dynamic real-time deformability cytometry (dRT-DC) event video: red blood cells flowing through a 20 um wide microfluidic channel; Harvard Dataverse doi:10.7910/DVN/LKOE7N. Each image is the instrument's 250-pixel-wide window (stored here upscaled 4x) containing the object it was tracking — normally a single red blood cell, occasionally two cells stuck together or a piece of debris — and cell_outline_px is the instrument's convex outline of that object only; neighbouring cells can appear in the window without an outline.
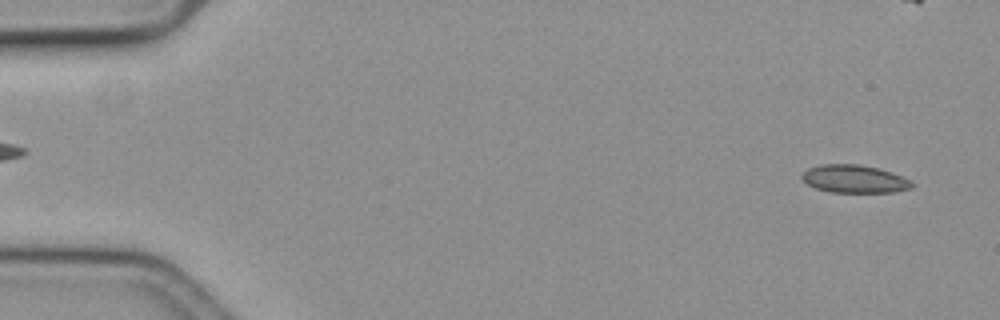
{"species": "common noctule bat (a hibernating species)", "species_latin": "Nyctalus noctula", "temperature_condition": "cold", "stored_images_in_passage": 46, "camera_frame_rate_fps": 3000, "um_per_image_px": 0.085, "animal": {"sex": "female", "body_mass_g": 19.3, "forearm_length_mm": 54.1}, "frame": {"image": 1, "passage_image": 3, "time_ms": 0.667, "image_size_px": [1000, 320], "cell_outline_px": [[912, 188], [896, 192], [832, 192], [816, 188], [808, 184], [800, 176], [808, 168], [820, 164], [856, 164], [876, 168], [900, 176], [908, 180], [912, 184]], "centroid_in_image_um": [72.58, 15.21], "position_along_channel_um": 12.4, "area_um2": 17.51}}
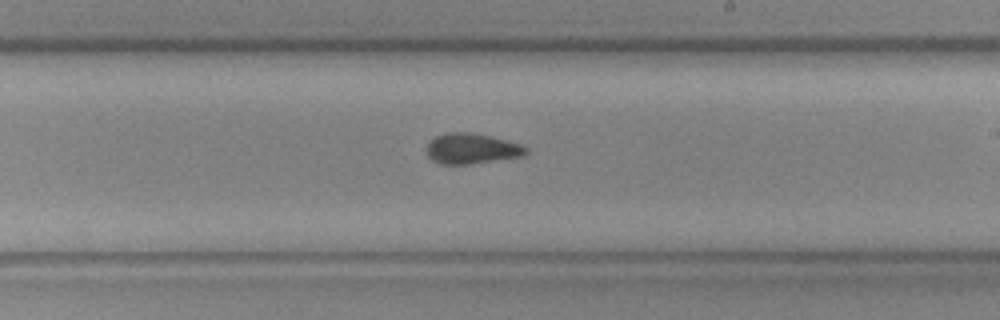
{"frame": {"image": 2, "passage_image": 34, "time_ms": 11.0, "image_size_px": [1000, 320], "cell_outline_px": [[528, 152], [524, 156], [468, 164], [440, 164], [432, 160], [428, 156], [428, 144], [436, 136], [448, 132], [472, 132], [520, 144], [528, 148]], "centroid_in_image_um": [40.1, 12.64], "position_along_channel_um": 248.9, "area_um2": 17.4}}
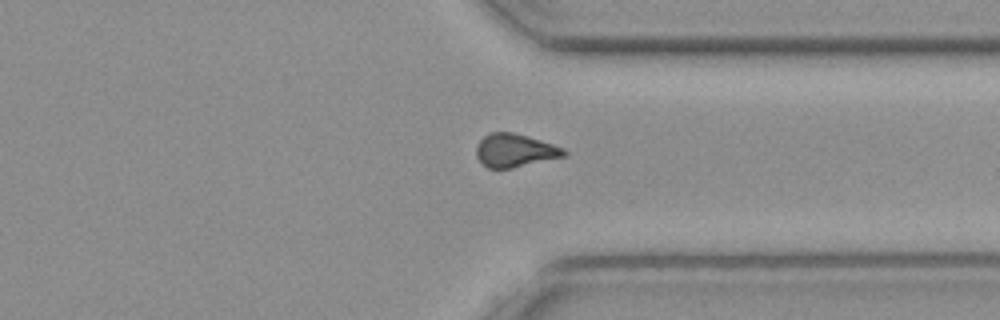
{"frame": {"image": 3, "passage_image": 44, "time_ms": 14.333, "image_size_px": [1000, 320], "cell_outline_px": [[568, 156], [512, 168], [488, 168], [476, 156], [476, 144], [488, 132], [512, 132], [528, 136], [564, 148], [568, 152]], "centroid_in_image_um": [43.79, 12.78], "position_along_channel_um": 367.6, "area_um2": 17.11}}